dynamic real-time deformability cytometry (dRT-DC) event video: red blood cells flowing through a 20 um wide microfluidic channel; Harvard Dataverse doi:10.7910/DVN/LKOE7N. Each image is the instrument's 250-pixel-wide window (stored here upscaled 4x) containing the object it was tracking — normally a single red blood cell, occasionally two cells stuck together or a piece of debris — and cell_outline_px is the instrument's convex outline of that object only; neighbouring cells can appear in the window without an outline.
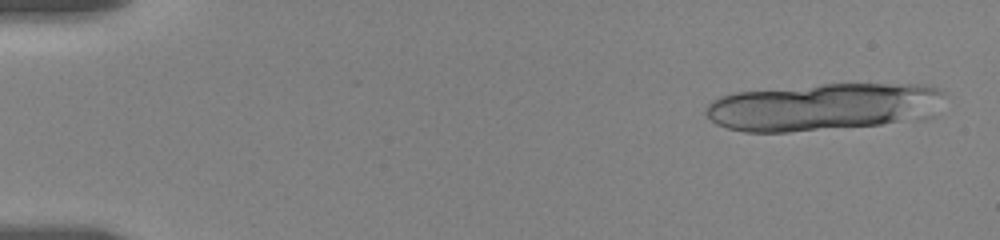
{"species": "human", "species_latin": "Homo sapiens", "temperature_condition": "room temperature", "stored_images_in_passage": 21, "camera_frame_rate_fps": 3000, "um_per_image_px": 0.085, "donor": {"sex": "female"}, "frame": {"image": 1, "passage_image": 3, "time_ms": 0.333, "image_size_px": [1000, 240], "cell_outline_px": [[940, 92], [904, 116], [896, 120], [880, 124], [788, 132], [744, 132], [728, 128], [716, 124], [704, 112], [704, 108], [712, 100], [720, 96], [732, 92], [820, 84], [924, 84], [940, 88]], "centroid_in_image_um": [69.43, 9.06], "position_along_channel_um": 15.6, "area_um2": 62.37}}
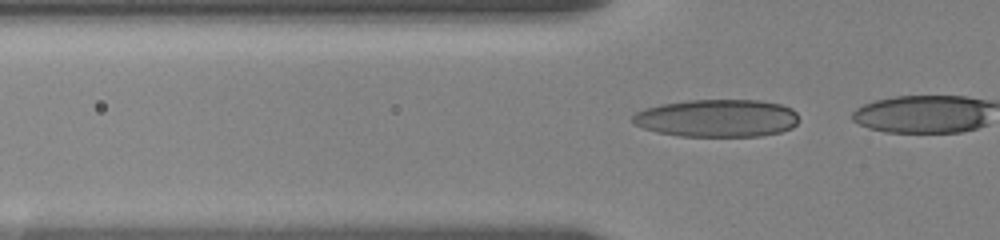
{"frame": {"image": 2, "passage_image": 18, "time_ms": 4.667, "image_size_px": [1000, 240], "cell_outline_px": [[800, 120], [792, 128], [780, 132], [760, 136], [680, 136], [656, 132], [632, 124], [632, 116], [636, 112], [644, 108], [660, 104], [688, 100], [760, 100], [780, 104], [792, 108], [796, 112]], "centroid_in_image_um": [60.95, 10.04], "position_along_channel_um": 64.9, "area_um2": 36.82}}